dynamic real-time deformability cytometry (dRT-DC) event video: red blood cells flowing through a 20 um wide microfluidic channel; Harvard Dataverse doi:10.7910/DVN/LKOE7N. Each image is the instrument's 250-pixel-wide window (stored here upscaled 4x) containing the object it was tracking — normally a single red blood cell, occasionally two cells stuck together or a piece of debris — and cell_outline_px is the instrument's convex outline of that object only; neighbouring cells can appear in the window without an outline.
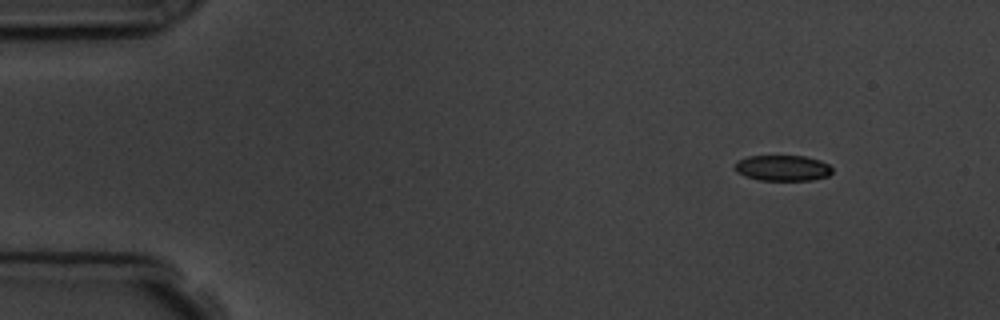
{"species": "common noctule bat (a hibernating species)", "species_latin": "Nyctalus noctula", "temperature_condition": "room temperature", "stored_images_in_passage": 4, "camera_frame_rate_fps": 3000, "um_per_image_px": 0.085, "animal": {"sex": "male", "body_mass_g": 19.5, "forearm_length_mm": 54.6}, "frame": {"image": 1, "passage_image": 1, "time_ms": 0.0, "image_size_px": [1000, 320], "cell_outline_px": [[832, 172], [828, 176], [812, 180], [760, 180], [744, 176], [736, 172], [736, 160], [748, 156], [804, 156], [820, 160], [828, 164], [832, 168]], "centroid_in_image_um": [66.52, 14.28], "position_along_channel_um": 18.5, "area_um2": 14.62}}